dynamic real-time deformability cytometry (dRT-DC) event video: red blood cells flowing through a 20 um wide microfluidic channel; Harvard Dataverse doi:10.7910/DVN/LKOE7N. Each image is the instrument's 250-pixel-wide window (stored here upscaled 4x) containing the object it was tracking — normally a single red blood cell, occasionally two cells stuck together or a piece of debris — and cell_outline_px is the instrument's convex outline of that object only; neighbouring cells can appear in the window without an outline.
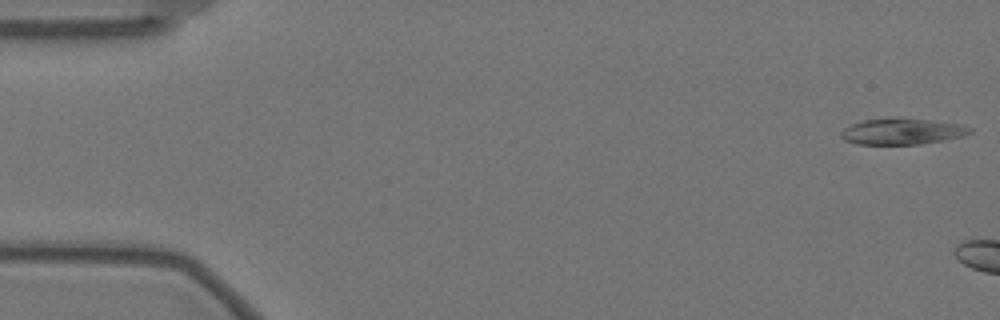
{"species": "Egyptian fruit bat (a non-hibernating species)", "species_latin": "Rousettus aegyptiacus", "temperature_condition": "warm", "stored_images_in_passage": 6, "camera_frame_rate_fps": 3000, "um_per_image_px": 0.085, "animal": {"sex": "female"}, "frame": {"image": 1, "passage_image": 1, "time_ms": 0.0, "image_size_px": [1000, 320], "cell_outline_px": [[972, 132], [964, 136], [944, 140], [920, 144], [856, 144], [844, 140], [840, 136], [840, 132], [844, 128], [852, 124], [864, 120], [892, 116], [900, 116], [964, 124], [972, 128]], "centroid_in_image_um": [76.7, 11.14], "position_along_channel_um": 8.3, "area_um2": 20.23}}